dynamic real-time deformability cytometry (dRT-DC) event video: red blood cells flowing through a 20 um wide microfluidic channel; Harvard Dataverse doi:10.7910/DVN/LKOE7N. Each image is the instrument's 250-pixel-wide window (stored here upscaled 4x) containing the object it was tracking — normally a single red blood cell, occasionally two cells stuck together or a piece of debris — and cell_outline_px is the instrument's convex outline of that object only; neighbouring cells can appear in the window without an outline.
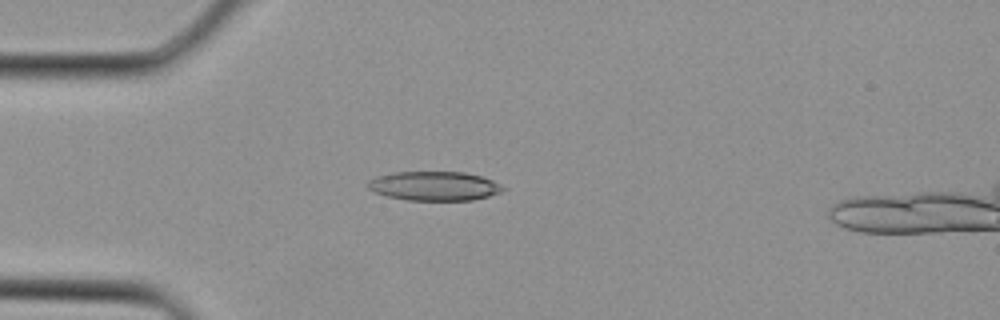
{"species": "Egyptian fruit bat (a non-hibernating species)", "species_latin": "Rousettus aegyptiacus", "temperature_condition": "cold", "stored_images_in_passage": 1, "camera_frame_rate_fps": 3000, "um_per_image_px": 0.085, "animal": {"sex": "female"}, "frame": {"image": 1, "passage_image": 1, "time_ms": 0.0, "image_size_px": [1000, 320], "cell_outline_px": [[508, 188], [500, 192], [488, 196], [472, 200], [408, 200], [388, 196], [376, 192], [368, 188], [368, 180], [376, 176], [392, 172], [464, 172], [480, 176], [492, 180]], "centroid_in_image_um": [36.92, 15.8], "position_along_channel_um": 48.1, "area_um2": 22.89}}